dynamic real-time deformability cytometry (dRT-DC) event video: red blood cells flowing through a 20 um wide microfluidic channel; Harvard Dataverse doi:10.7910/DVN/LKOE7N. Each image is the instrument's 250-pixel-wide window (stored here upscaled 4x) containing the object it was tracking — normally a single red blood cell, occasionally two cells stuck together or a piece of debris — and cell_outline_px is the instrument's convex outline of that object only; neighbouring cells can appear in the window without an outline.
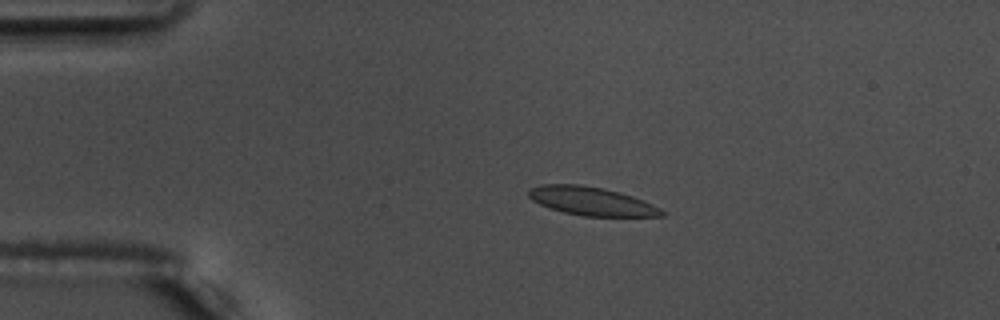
{"species": "common noctule bat (a hibernating species)", "species_latin": "Nyctalus noctula", "temperature_condition": "warm", "stored_images_in_passage": 56, "camera_frame_rate_fps": 3000, "um_per_image_px": 0.085, "animal": {"sex": "male", "body_mass_g": 17.5, "forearm_length_mm": 52.3}, "frame": {"image": 1, "passage_image": 12, "time_ms": 3.667, "image_size_px": [1000, 320], "cell_outline_px": [[664, 216], [584, 216], [564, 212], [540, 204], [532, 200], [528, 196], [528, 192], [532, 188], [540, 184], [580, 184], [604, 188], [620, 192], [632, 196], [652, 204], [660, 208], [664, 212]], "centroid_in_image_um": [50.27, 17.09], "position_along_channel_um": 34.7, "area_um2": 21.91}}
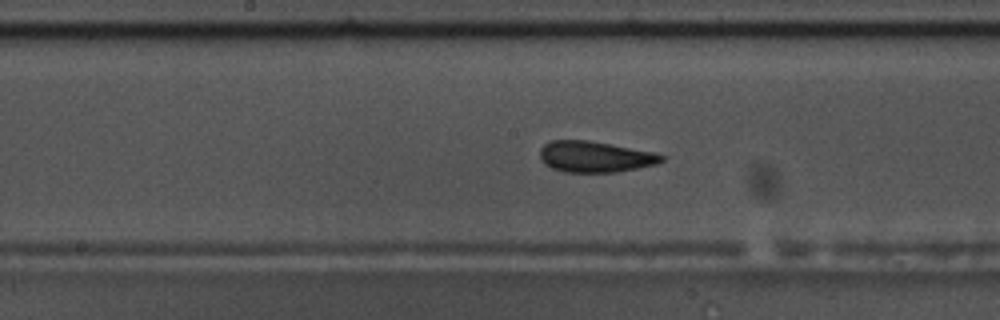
{"frame": {"image": 2, "passage_image": 29, "time_ms": 9.333, "image_size_px": [1000, 320], "cell_outline_px": [[664, 160], [656, 164], [616, 172], [564, 172], [552, 168], [544, 164], [540, 156], [540, 148], [544, 144], [552, 140], [588, 140], [652, 152], [664, 156]], "centroid_in_image_um": [50.53, 13.32], "position_along_channel_um": 197.7, "area_um2": 21.79}}
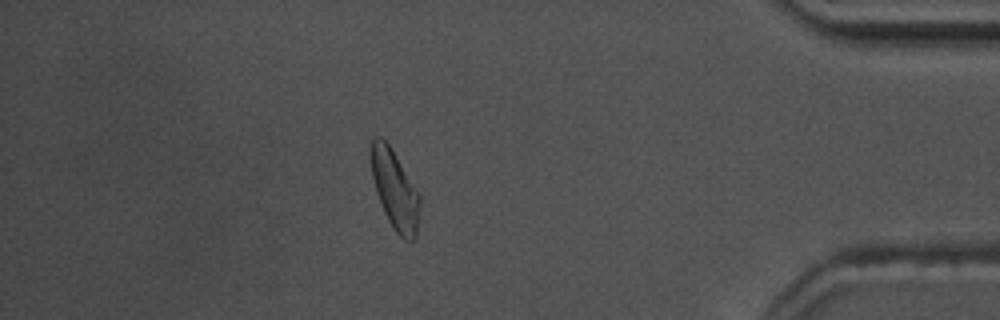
{"frame": {"image": 3, "passage_image": 49, "time_ms": 16.0, "image_size_px": [1000, 320], "cell_outline_px": [[420, 200], [416, 240], [404, 240], [392, 228], [384, 212], [376, 192], [372, 176], [372, 140], [376, 136], [380, 136], [388, 144], [396, 156], [420, 196]], "centroid_in_image_um": [33.57, 16.19], "position_along_channel_um": 401.6, "area_um2": 21.96}, "authors_computed_cell_mechanics": {"area_um2": 22.0796, "velocity_mm_per_s": 3.6624, "shape_relaxation_time_tau1_ms": 4.8474, "shape_relaxation_time_tau2_ms": 1.0462, "deformation_change_tau1": 0.1155, "deformation_change_tau2": 0.0744}}